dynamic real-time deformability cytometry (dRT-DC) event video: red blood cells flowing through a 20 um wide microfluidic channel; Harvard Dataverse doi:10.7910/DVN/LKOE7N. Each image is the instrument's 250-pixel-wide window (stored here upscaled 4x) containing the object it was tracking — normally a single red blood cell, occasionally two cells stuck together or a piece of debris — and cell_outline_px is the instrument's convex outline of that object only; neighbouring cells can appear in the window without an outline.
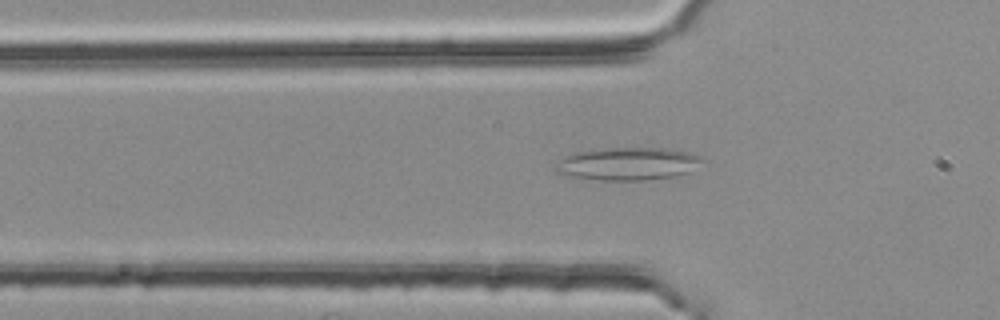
{"species": "common noctule bat (a hibernating species)", "species_latin": "Nyctalus noctula", "temperature_condition": "room temperature", "stored_images_in_passage": 44, "camera_frame_rate_fps": 3000, "um_per_image_px": 0.085, "animal": {"sex": "female", "body_mass_g": 25.1}, "frame": {"image": 1, "passage_image": 14, "time_ms": 4.333, "image_size_px": [1000, 320], "cell_outline_px": [[704, 160], [688, 172], [676, 176], [648, 180], [600, 180], [572, 176], [556, 172], [552, 168], [564, 156], [576, 152], [608, 148], [668, 148], [688, 152], [700, 156]], "centroid_in_image_um": [53.36, 13.92], "position_along_channel_um": 72.4, "area_um2": 27.92}}
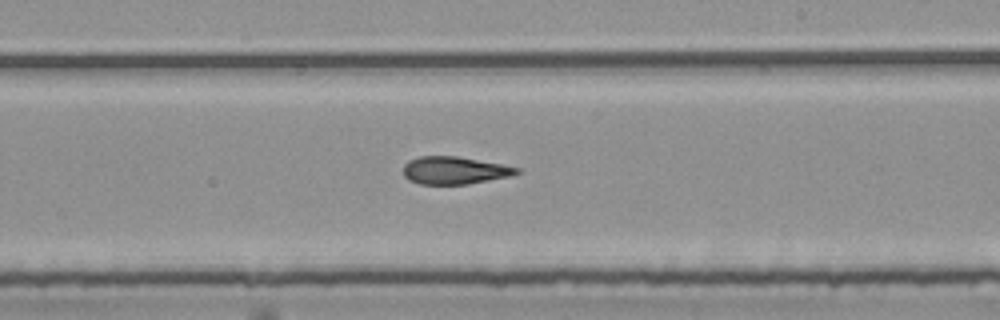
{"frame": {"image": 2, "passage_image": 28, "time_ms": 9.0, "image_size_px": [1000, 320], "cell_outline_px": [[520, 172], [508, 176], [468, 184], [420, 184], [408, 180], [404, 176], [404, 164], [408, 160], [420, 156], [456, 156], [504, 164], [520, 168]], "centroid_in_image_um": [38.61, 14.47], "position_along_channel_um": 250.4, "area_um2": 18.21}}
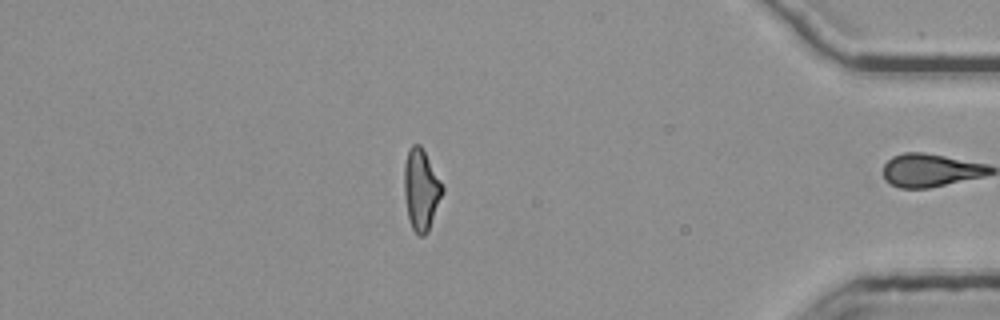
{"frame": {"image": 3, "passage_image": 43, "time_ms": 14.0, "image_size_px": [1000, 320], "cell_outline_px": [[444, 192], [428, 232], [424, 236], [420, 236], [412, 228], [408, 216], [404, 192], [404, 164], [408, 152], [412, 144], [420, 144], [444, 188]], "centroid_in_image_um": [35.79, 16.14], "position_along_channel_um": 399.4, "area_um2": 17.86}, "authors_computed_cell_mechanics": {"area_um2": 18.9006, "velocity_mm_per_s": 3.7991, "shape_relaxation_time_tau1_ms": null, "shape_relaxation_time_tau2_ms": 4.7046, "deformation_change_tau1": null, "deformation_change_tau2": 0.1529}}